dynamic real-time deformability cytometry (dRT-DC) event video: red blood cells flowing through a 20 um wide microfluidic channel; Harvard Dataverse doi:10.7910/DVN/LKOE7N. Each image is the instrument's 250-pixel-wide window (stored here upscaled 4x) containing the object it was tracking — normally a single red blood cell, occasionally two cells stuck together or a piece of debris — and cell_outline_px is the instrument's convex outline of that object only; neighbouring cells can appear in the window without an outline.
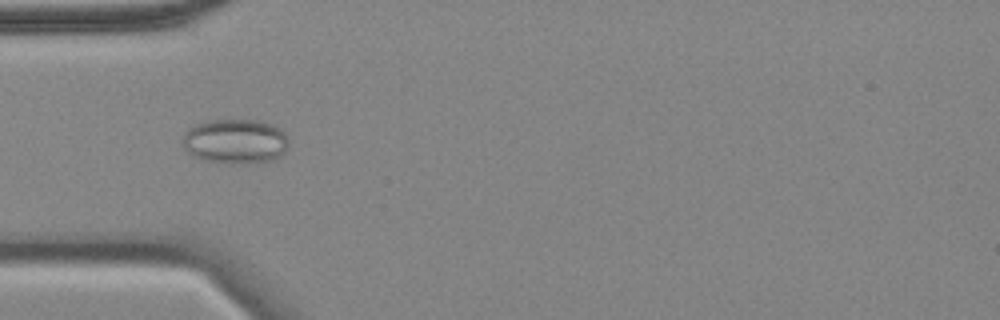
{"species": "common noctule bat (a hibernating species)", "species_latin": "Nyctalus noctula", "temperature_condition": "cold", "stored_images_in_passage": 57, "camera_frame_rate_fps": 3000, "um_per_image_px": 0.085, "animal": {"sex": "female", "body_mass_g": 18.4}, "frame": {"image": 1, "passage_image": 17, "time_ms": 5.333, "image_size_px": [1000, 320], "cell_outline_px": [[288, 144], [284, 152], [280, 156], [272, 160], [248, 164], [228, 164], [200, 160], [192, 156], [184, 148], [184, 132], [188, 128], [196, 124], [208, 120], [260, 120], [272, 124], [280, 128], [284, 132], [288, 140]], "centroid_in_image_um": [19.99, 12.03], "position_along_channel_um": 65.0, "area_um2": 28.09}, "authors_computed_cell_mechanics": {"area_um2": 25.5476, "velocity_mm_per_s": 3.5112, "shape_relaxation_time_tau1_ms": null, "shape_relaxation_time_tau2_ms": 1.8023, "deformation_change_tau1": null, "deformation_change_tau2": 0.0457}}